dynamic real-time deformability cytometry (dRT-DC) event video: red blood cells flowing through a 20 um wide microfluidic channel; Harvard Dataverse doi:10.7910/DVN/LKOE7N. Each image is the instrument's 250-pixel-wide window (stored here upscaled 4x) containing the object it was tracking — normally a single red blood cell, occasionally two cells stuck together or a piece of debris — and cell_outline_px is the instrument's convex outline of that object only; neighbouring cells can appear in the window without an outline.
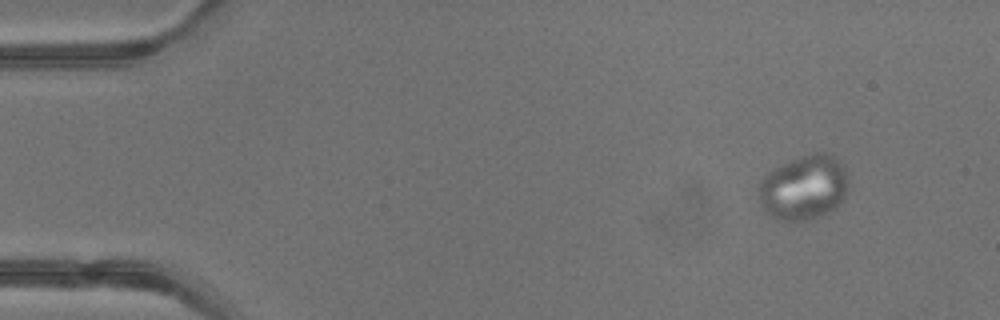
{"species": "common noctule bat (a hibernating species)", "species_latin": "Nyctalus noctula", "temperature_condition": "warm", "stored_images_in_passage": 40, "camera_frame_rate_fps": 3000, "um_per_image_px": 0.085, "animal": {"sex": "male", "body_mass_g": 13.3}, "frame": {"image": 1, "passage_image": 1, "time_ms": 0.0, "image_size_px": [1000, 320], "cell_outline_px": [[848, 188], [844, 200], [836, 208], [820, 216], [796, 224], [776, 220], [760, 204], [760, 180], [768, 172], [792, 160], [816, 152], [828, 152], [844, 168], [848, 180]], "centroid_in_image_um": [68.35, 16.0], "position_along_channel_um": 16.7, "area_um2": 33.93}}
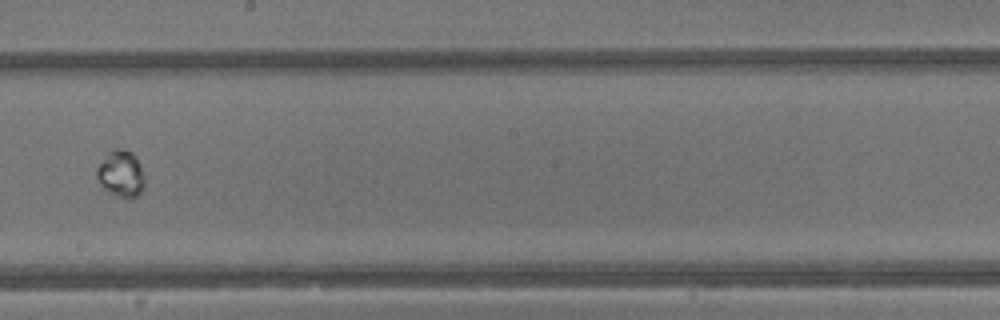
{"frame": {"image": 2, "passage_image": 22, "time_ms": 7.0, "image_size_px": [1000, 320], "cell_outline_px": [[144, 184], [140, 192], [136, 196], [128, 200], [104, 192], [96, 176], [96, 168], [108, 152], [112, 148], [120, 148], [132, 152], [136, 156], [144, 180]], "centroid_in_image_um": [10.23, 14.79], "position_along_channel_um": 238.0, "area_um2": 13.18}}
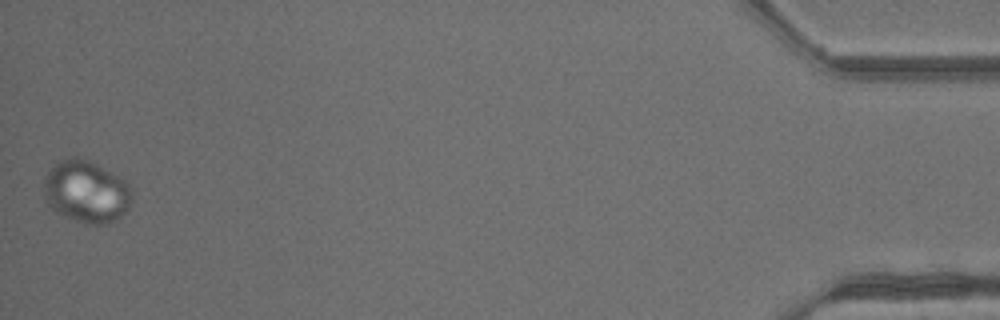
{"frame": {"image": 3, "passage_image": 40, "time_ms": 13.0, "image_size_px": [1000, 320], "cell_outline_px": [[132, 200], [128, 208], [116, 220], [104, 224], [84, 224], [56, 212], [48, 204], [44, 196], [44, 176], [56, 164], [68, 156], [72, 156], [88, 160], [96, 164], [124, 180], [132, 188]], "centroid_in_image_um": [7.33, 16.3], "position_along_channel_um": 427.9, "area_um2": 31.79}}